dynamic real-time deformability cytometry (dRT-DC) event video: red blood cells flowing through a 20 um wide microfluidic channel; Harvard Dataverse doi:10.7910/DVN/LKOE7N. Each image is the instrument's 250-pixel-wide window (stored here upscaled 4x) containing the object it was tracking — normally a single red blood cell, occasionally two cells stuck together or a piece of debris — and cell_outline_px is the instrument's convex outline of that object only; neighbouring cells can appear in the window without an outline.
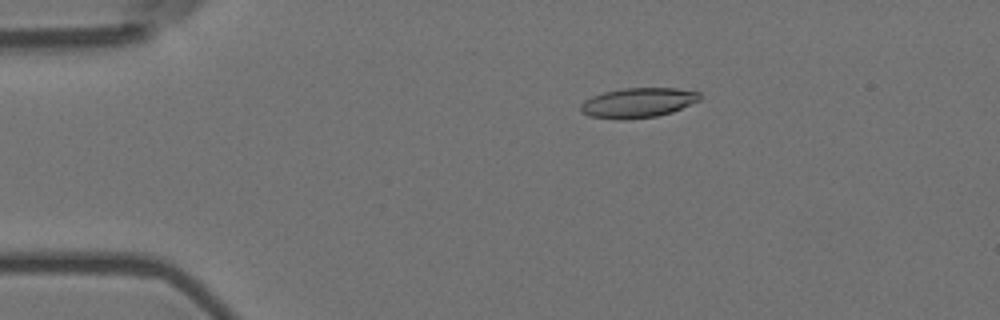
{"species": "Egyptian fruit bat (a non-hibernating species)", "species_latin": "Rousettus aegyptiacus", "temperature_condition": "room temperature", "stored_images_in_passage": 57, "camera_frame_rate_fps": 3000, "um_per_image_px": 0.085, "animal": {"sex": "female"}, "frame": {"image": 1, "passage_image": 11, "time_ms": 3.333, "image_size_px": [1000, 320], "cell_outline_px": [[700, 100], [672, 112], [656, 116], [624, 120], [620, 120], [588, 116], [580, 112], [580, 104], [584, 100], [592, 96], [604, 92], [624, 88], [676, 88], [700, 92]], "centroid_in_image_um": [54.19, 8.74], "position_along_channel_um": 30.8, "area_um2": 20.81}}
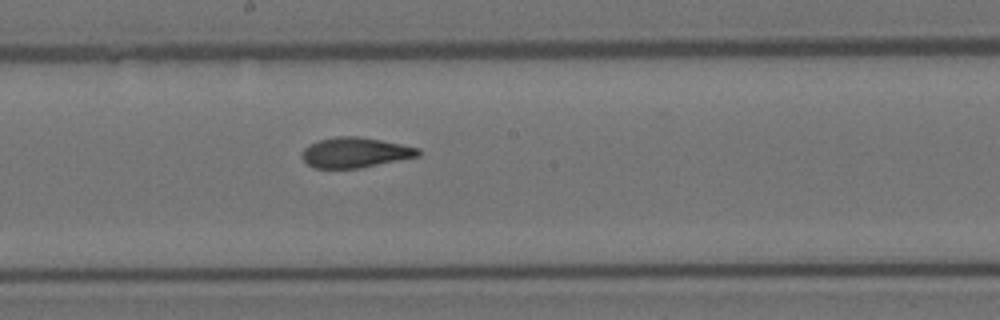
{"frame": {"image": 2, "passage_image": 31, "time_ms": 10.0, "image_size_px": [1000, 320], "cell_outline_px": [[420, 156], [360, 168], [312, 168], [300, 156], [304, 148], [308, 144], [320, 140], [336, 136], [356, 136], [380, 140], [420, 148]], "centroid_in_image_um": [30.17, 12.97], "position_along_channel_um": 218.0, "area_um2": 20.46}}
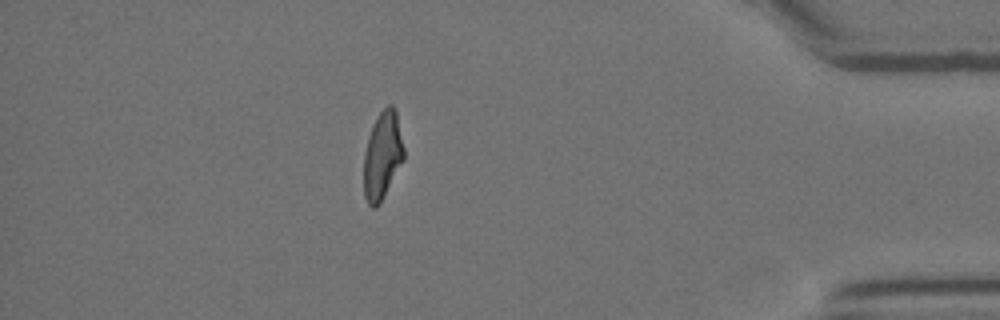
{"frame": {"image": 3, "passage_image": 50, "time_ms": 16.333, "image_size_px": [1000, 320], "cell_outline_px": [[404, 160], [380, 204], [376, 208], [372, 208], [368, 204], [364, 196], [364, 152], [368, 136], [372, 124], [376, 116], [388, 104], [392, 104], [396, 108], [404, 148]], "centroid_in_image_um": [32.51, 13.21], "position_along_channel_um": 402.7, "area_um2": 20.87}, "authors_computed_cell_mechanics": {"area_um2": 20.7502, "velocity_mm_per_s": 3.5903, "shape_relaxation_time_tau1_ms": 9.7905, "shape_relaxation_time_tau2_ms": 2.5173, "deformation_change_tau1": 0.2621, "deformation_change_tau2": 0.1046}}